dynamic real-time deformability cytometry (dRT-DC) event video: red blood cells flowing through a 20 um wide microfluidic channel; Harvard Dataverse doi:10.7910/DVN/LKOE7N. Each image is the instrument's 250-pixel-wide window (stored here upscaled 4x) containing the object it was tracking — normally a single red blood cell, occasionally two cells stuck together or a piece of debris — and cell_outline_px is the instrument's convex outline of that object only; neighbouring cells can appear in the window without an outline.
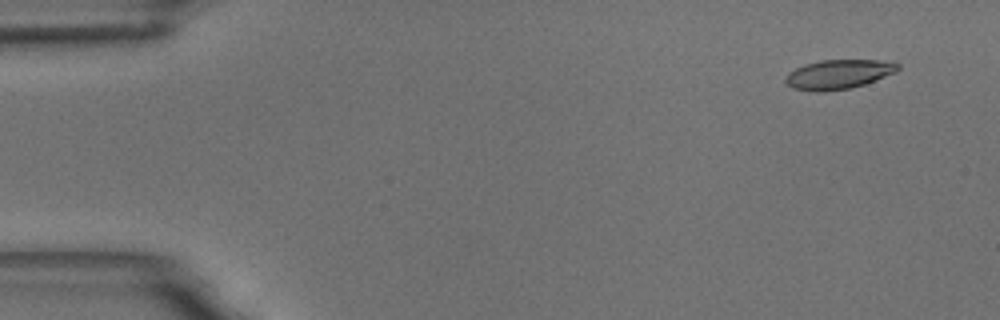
{"species": "common noctule bat (a hibernating species)", "species_latin": "Nyctalus noctula", "temperature_condition": "room temperature", "stored_images_in_passage": 58, "camera_frame_rate_fps": 3000, "um_per_image_px": 0.085, "animal": {"sex": "male", "body_mass_g": 18.8}, "frame": {"image": 1, "passage_image": 4, "time_ms": 1.0, "image_size_px": [1000, 320], "cell_outline_px": [[900, 68], [896, 72], [864, 84], [848, 88], [820, 92], [816, 92], [792, 88], [784, 80], [784, 76], [788, 72], [804, 64], [820, 60], [880, 60], [900, 64]], "centroid_in_image_um": [71.23, 6.31], "position_along_channel_um": 13.8, "area_um2": 19.19}}
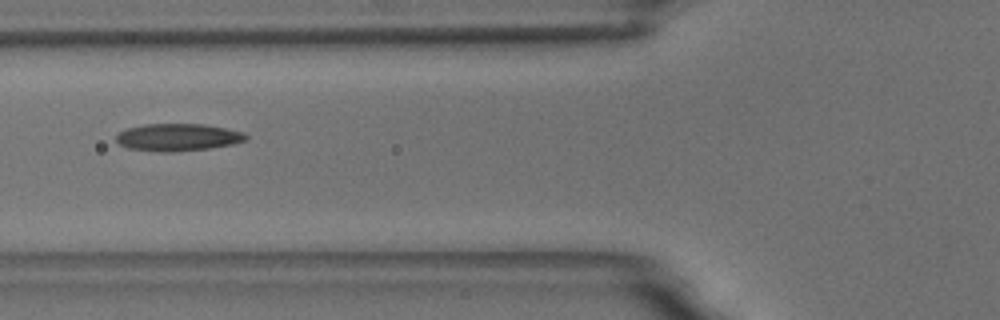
{"frame": {"image": 2, "passage_image": 22, "time_ms": 7.0, "image_size_px": [1000, 320], "cell_outline_px": [[248, 140], [232, 144], [208, 148], [172, 152], [156, 152], [128, 148], [120, 144], [116, 140], [116, 136], [120, 132], [128, 128], [144, 124], [204, 124], [244, 132], [248, 136]], "centroid_in_image_um": [15.13, 11.67], "position_along_channel_um": 110.7, "area_um2": 20.63}}
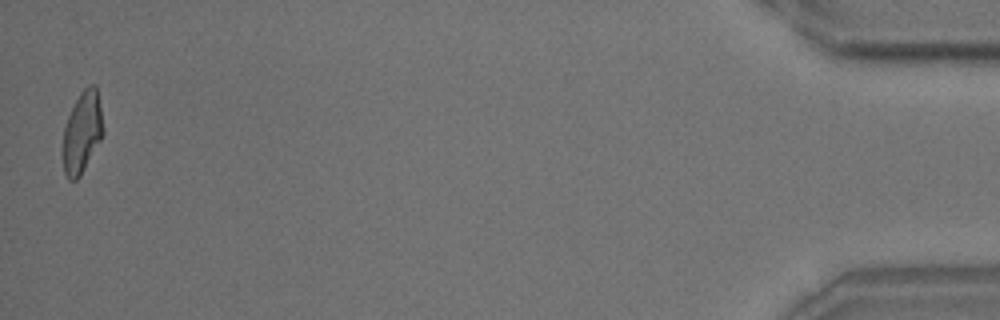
{"frame": {"image": 3, "passage_image": 57, "time_ms": 18.667, "image_size_px": [1000, 320], "cell_outline_px": [[104, 136], [80, 176], [76, 180], [68, 180], [64, 172], [60, 152], [64, 128], [68, 116], [80, 92], [88, 84], [96, 84], [104, 132]], "centroid_in_image_um": [6.95, 11.29], "position_along_channel_um": 428.2, "area_um2": 19.59}, "authors_computed_cell_mechanics": {"area_um2": 19.652, "velocity_mm_per_s": 3.5012, "shape_relaxation_time_tau1_ms": 9.3675, "shape_relaxation_time_tau2_ms": 2.4814, "deformation_change_tau1": 0.2429, "deformation_change_tau2": 0.1024}}